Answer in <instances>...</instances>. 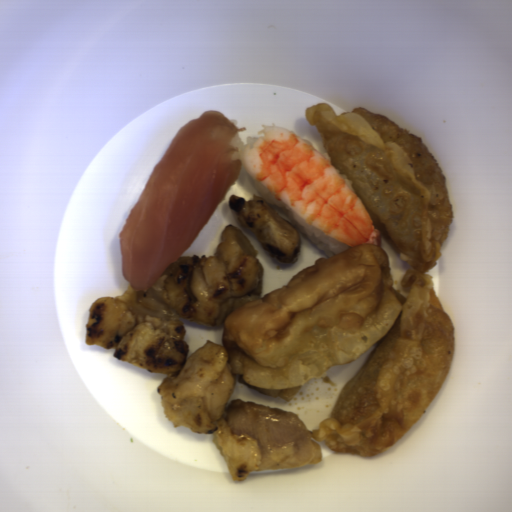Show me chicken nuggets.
<instances>
[{"label":"chicken nuggets","instance_id":"chicken-nuggets-2","mask_svg":"<svg viewBox=\"0 0 512 512\" xmlns=\"http://www.w3.org/2000/svg\"><path fill=\"white\" fill-rule=\"evenodd\" d=\"M233 221L250 234L261 247L281 264L298 260L301 236L289 218L261 196L245 200L233 193L227 202Z\"/></svg>","mask_w":512,"mask_h":512},{"label":"chicken nuggets","instance_id":"chicken-nuggets-1","mask_svg":"<svg viewBox=\"0 0 512 512\" xmlns=\"http://www.w3.org/2000/svg\"><path fill=\"white\" fill-rule=\"evenodd\" d=\"M250 239L228 224L215 254L184 255L149 289L128 288L93 301L85 344L149 373H162L163 412L173 427L212 434L233 481L321 461L319 441L290 410L231 400L237 384L223 345L192 351L183 322L224 326L233 311L261 298L263 266ZM230 401V402H229Z\"/></svg>","mask_w":512,"mask_h":512}]
</instances>
